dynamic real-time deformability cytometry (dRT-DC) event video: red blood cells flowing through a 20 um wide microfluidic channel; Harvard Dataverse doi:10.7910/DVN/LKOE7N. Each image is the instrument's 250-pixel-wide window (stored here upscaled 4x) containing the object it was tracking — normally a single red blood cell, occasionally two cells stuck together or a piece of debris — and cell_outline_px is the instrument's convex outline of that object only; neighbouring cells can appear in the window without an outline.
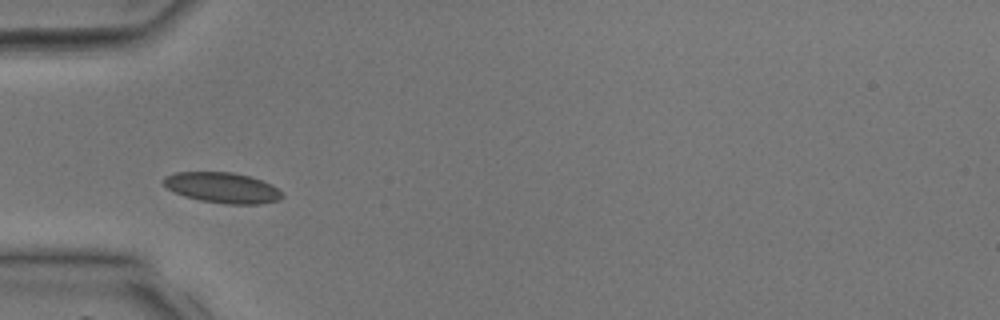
{"species": "common noctule bat (a hibernating species)", "species_latin": "Nyctalus noctula", "temperature_condition": "room temperature", "stored_images_in_passage": 26, "camera_frame_rate_fps": 3000, "um_per_image_px": 0.085, "animal": {"sex": "male", "body_mass_g": 17.9, "forearm_length_mm": 54.2}, "frame": {"image": 1, "passage_image": 5, "time_ms": 1.333, "image_size_px": [1000, 320], "cell_outline_px": [[284, 196], [280, 200], [260, 204], [224, 204], [200, 200], [184, 196], [168, 188], [164, 184], [164, 176], [176, 172], [232, 172], [248, 176], [272, 184]], "centroid_in_image_um": [18.92, 15.96], "position_along_channel_um": 66.1, "area_um2": 20.98}}
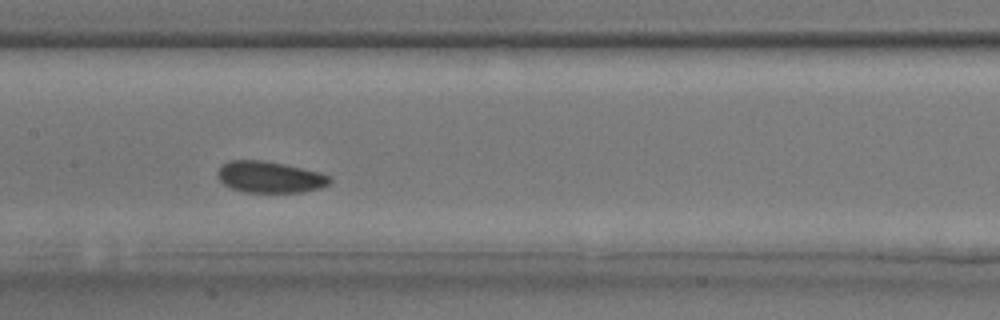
{"frame": {"image": 2, "passage_image": 12, "time_ms": 3.667, "image_size_px": [1000, 320], "cell_outline_px": [[332, 180], [328, 184], [320, 188], [304, 192], [244, 192], [228, 188], [216, 176], [216, 172], [220, 164], [228, 160], [264, 160], [284, 164], [320, 172], [332, 176]], "centroid_in_image_um": [22.89, 15.04], "position_along_channel_um": 184.5, "area_um2": 20.92}}
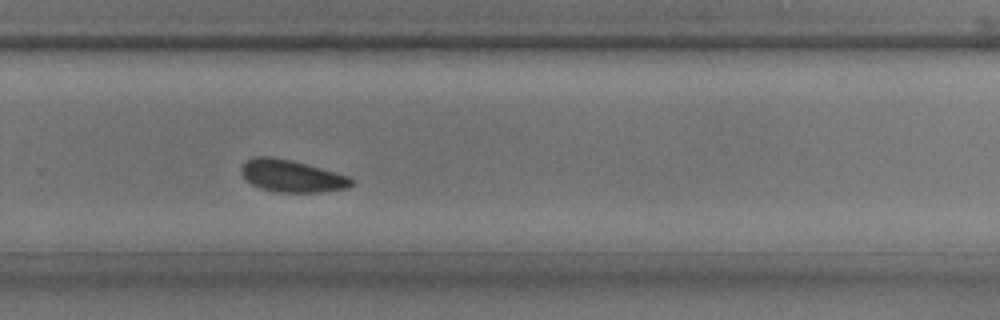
{"frame": {"image": 3, "passage_image": 19, "time_ms": 6.0, "image_size_px": [1000, 320], "cell_outline_px": [[352, 184], [348, 188], [320, 192], [276, 192], [260, 188], [252, 184], [240, 172], [240, 168], [248, 160], [256, 156], [272, 156], [292, 160], [348, 176], [352, 180]], "centroid_in_image_um": [24.78, 14.96], "position_along_channel_um": 305.0, "area_um2": 20.4}}